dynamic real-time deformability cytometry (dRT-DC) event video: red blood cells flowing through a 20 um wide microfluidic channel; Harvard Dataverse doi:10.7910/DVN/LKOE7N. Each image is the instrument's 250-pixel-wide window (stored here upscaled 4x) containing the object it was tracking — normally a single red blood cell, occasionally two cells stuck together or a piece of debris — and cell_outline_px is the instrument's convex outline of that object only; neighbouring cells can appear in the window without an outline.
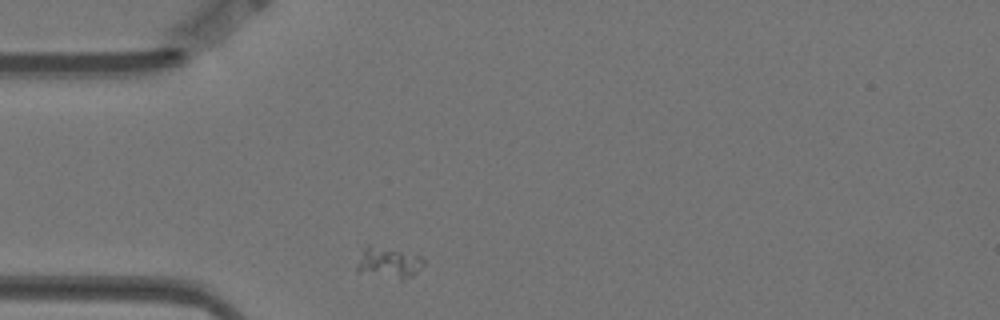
{"species": "Egyptian fruit bat (a non-hibernating species)", "species_latin": "Rousettus aegyptiacus", "temperature_condition": "warm", "stored_images_in_passage": 1, "camera_frame_rate_fps": 3000, "um_per_image_px": 0.085, "animal": {"sex": "female"}, "frame": {"image": 1, "passage_image": 1, "time_ms": 0.0, "image_size_px": [1000, 320], "cell_outline_px": [[424, 264], [412, 276], [404, 280], [400, 280], [356, 272], [356, 264], [364, 248], [368, 244], [420, 256], [424, 260]], "centroid_in_image_um": [33.0, 22.36], "position_along_channel_um": 52.0, "area_um2": 12.02}}